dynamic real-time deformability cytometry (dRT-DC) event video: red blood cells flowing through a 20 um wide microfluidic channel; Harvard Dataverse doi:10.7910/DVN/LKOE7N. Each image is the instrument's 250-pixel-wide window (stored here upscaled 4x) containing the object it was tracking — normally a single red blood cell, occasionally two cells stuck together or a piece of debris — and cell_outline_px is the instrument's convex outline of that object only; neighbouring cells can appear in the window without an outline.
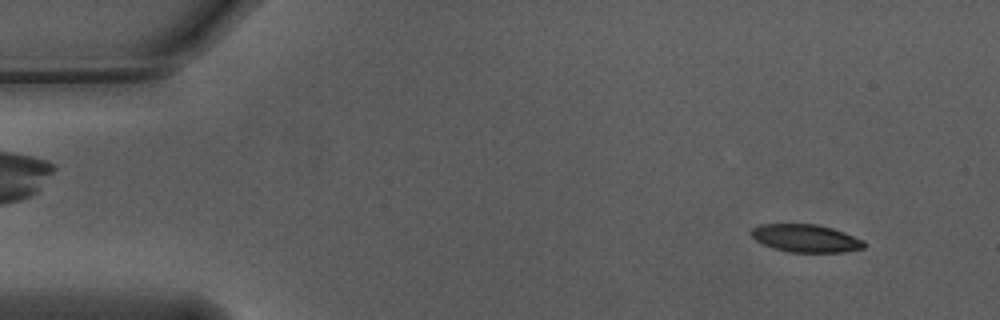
{"species": "Egyptian fruit bat (a non-hibernating species)", "species_latin": "Rousettus aegyptiacus", "temperature_condition": "warm", "stored_images_in_passage": 46, "camera_frame_rate_fps": 3000, "um_per_image_px": 0.085, "animal": {"sex": "male"}, "frame": {"image": 1, "passage_image": 5, "time_ms": 1.333, "image_size_px": [1000, 320], "cell_outline_px": [[864, 248], [844, 252], [788, 252], [772, 248], [756, 240], [752, 236], [752, 228], [760, 224], [816, 224], [832, 228], [844, 232], [864, 240]], "centroid_in_image_um": [68.5, 20.25], "position_along_channel_um": 16.5, "area_um2": 18.21}}
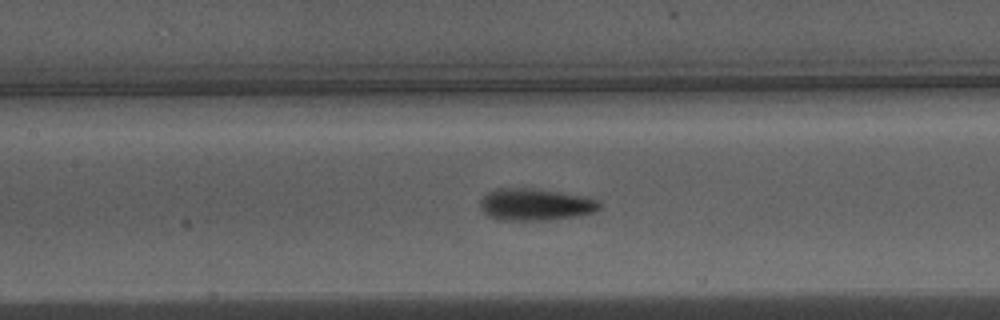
{"frame": {"image": 2, "passage_image": 25, "time_ms": 8.0, "image_size_px": [1000, 320], "cell_outline_px": [[600, 208], [596, 212], [576, 216], [548, 220], [500, 220], [488, 216], [480, 208], [480, 200], [488, 192], [500, 188], [520, 188], [556, 192], [588, 196], [596, 200], [600, 204]], "centroid_in_image_um": [45.51, 17.4], "position_along_channel_um": 161.9, "area_um2": 22.02}}
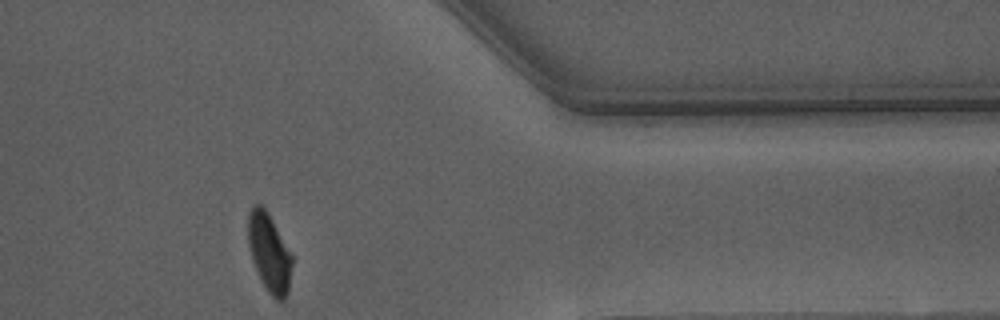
{"frame": {"image": 3, "passage_image": 45, "time_ms": 14.667, "image_size_px": [1000, 320], "cell_outline_px": [[292, 264], [288, 292], [284, 300], [276, 300], [268, 292], [252, 260], [248, 244], [248, 212], [256, 204], [260, 204], [268, 212], [292, 256]], "centroid_in_image_um": [22.88, 21.47], "position_along_channel_um": 388.5, "area_um2": 19.71}, "authors_computed_cell_mechanics": {"area_um2": 20.9814, "velocity_mm_per_s": 3.7358, "shape_relaxation_time_tau1_ms": 4.7942, "shape_relaxation_time_tau2_ms": 1.5753, "deformation_change_tau1": 0.1894, "deformation_change_tau2": 0.0744}}